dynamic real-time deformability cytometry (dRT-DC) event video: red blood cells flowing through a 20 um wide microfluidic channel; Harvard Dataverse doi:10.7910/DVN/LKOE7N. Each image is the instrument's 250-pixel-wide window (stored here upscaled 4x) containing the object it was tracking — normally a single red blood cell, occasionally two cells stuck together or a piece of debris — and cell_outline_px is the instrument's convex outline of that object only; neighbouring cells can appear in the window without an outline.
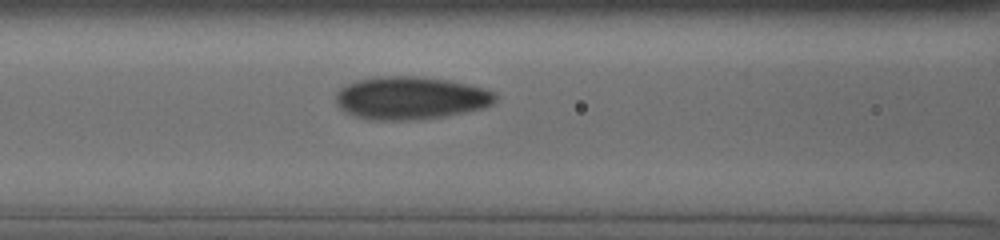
{"species": "human", "species_latin": "Homo sapiens", "temperature_condition": "cold", "stored_images_in_passage": 10, "camera_frame_rate_fps": 3000, "um_per_image_px": 0.085, "donor": {"sex": "male"}, "frame": {"image": 1, "passage_image": 6, "time_ms": 3.333, "image_size_px": [1000, 240], "cell_outline_px": [[496, 100], [492, 104], [484, 108], [444, 116], [412, 120], [376, 120], [356, 116], [340, 108], [336, 100], [336, 92], [340, 88], [356, 80], [376, 76], [416, 76], [448, 80], [468, 84], [484, 88], [496, 92]], "centroid_in_image_um": [34.92, 8.32], "position_along_channel_um": 131.7, "area_um2": 39.77}}
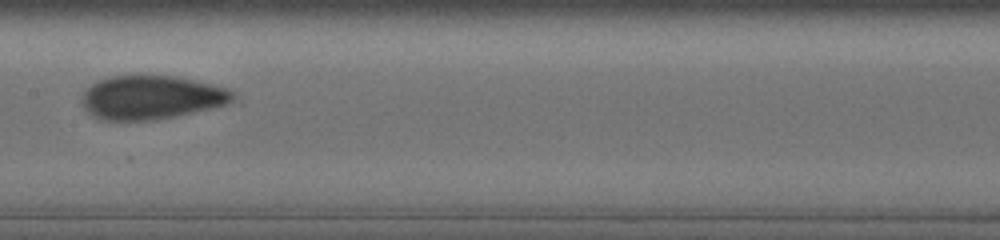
{"frame": {"image": 2, "passage_image": 9, "time_ms": 5.0, "image_size_px": [1000, 240], "cell_outline_px": [[236, 96], [232, 100], [224, 104], [176, 116], [156, 120], [104, 120], [92, 116], [80, 104], [80, 96], [84, 88], [108, 76], [176, 76], [196, 80], [228, 88], [236, 92]], "centroid_in_image_um": [12.81, 8.27], "position_along_channel_um": 194.6, "area_um2": 38.67}}